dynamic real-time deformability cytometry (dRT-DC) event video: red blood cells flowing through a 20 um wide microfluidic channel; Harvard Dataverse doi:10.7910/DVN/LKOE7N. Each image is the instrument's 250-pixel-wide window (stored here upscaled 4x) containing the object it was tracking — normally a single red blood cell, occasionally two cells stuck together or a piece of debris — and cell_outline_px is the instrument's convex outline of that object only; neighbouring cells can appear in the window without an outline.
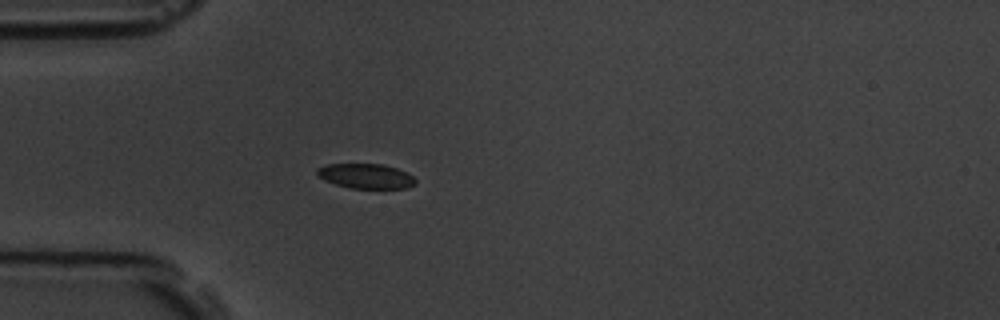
{"species": "common noctule bat (a hibernating species)", "species_latin": "Nyctalus noctula", "temperature_condition": "room temperature", "stored_images_in_passage": 42, "camera_frame_rate_fps": 3000, "um_per_image_px": 0.085, "animal": {"sex": "male", "body_mass_g": 19.5, "forearm_length_mm": 54.6}, "frame": {"image": 1, "passage_image": 1, "time_ms": 0.0, "image_size_px": [1000, 320], "cell_outline_px": [[416, 184], [408, 188], [352, 188], [336, 184], [324, 180], [316, 176], [316, 168], [328, 164], [384, 164], [396, 168], [412, 176], [416, 180]], "centroid_in_image_um": [31.07, 14.96], "position_along_channel_um": 53.9, "area_um2": 14.22}}
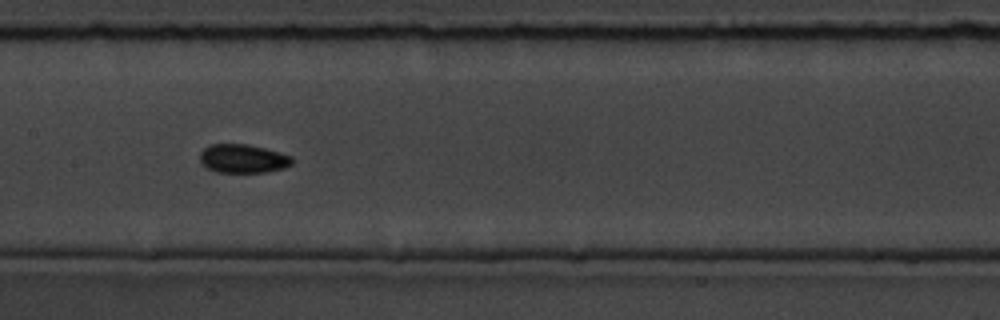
{"frame": {"image": 2, "passage_image": 13, "time_ms": 4.0, "image_size_px": [1000, 320], "cell_outline_px": [[292, 164], [284, 168], [268, 172], [216, 172], [200, 164], [200, 152], [208, 144], [248, 144], [280, 152], [292, 156]], "centroid_in_image_um": [20.64, 13.48], "position_along_channel_um": 186.8, "area_um2": 15.55}}
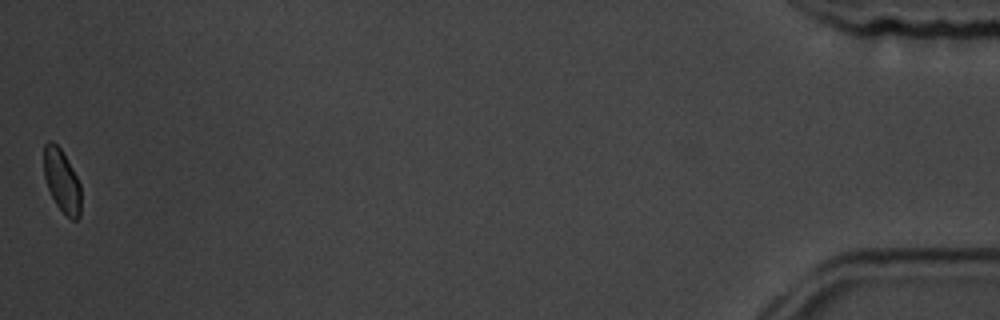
{"frame": {"image": 3, "passage_image": 42, "time_ms": 13.667, "image_size_px": [1000, 320], "cell_outline_px": [[80, 216], [76, 220], [72, 220], [56, 204], [48, 188], [44, 176], [44, 144], [48, 140], [52, 140], [60, 148], [76, 176], [80, 184]], "centroid_in_image_um": [5.24, 15.35], "position_along_channel_um": 430.0, "area_um2": 13.35}, "authors_computed_cell_mechanics": {"area_um2": 14.9991, "velocity_mm_per_s": 3.5221, "shape_relaxation_time_tau1_ms": 2.674, "shape_relaxation_time_tau2_ms": 1.7086, "deformation_change_tau1": 0.0767, "deformation_change_tau2": 0.0526}}